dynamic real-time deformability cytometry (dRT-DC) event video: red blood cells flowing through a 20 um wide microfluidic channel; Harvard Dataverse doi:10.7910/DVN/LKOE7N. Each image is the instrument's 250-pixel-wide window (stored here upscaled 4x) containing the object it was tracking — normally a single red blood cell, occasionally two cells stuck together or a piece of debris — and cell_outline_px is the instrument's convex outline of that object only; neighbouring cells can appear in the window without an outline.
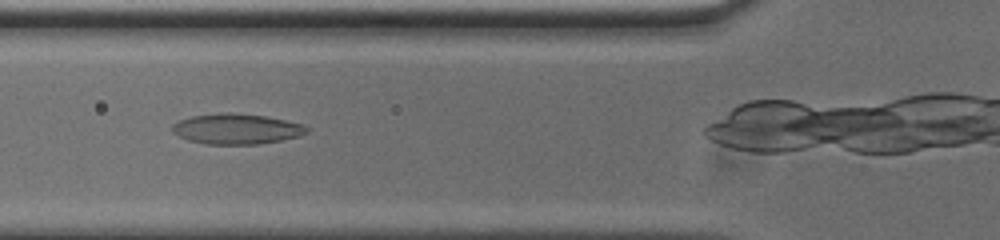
{"species": "common noctule bat (a hibernating species)", "species_latin": "Nyctalus noctula", "temperature_condition": "cold", "stored_images_in_passage": 31, "camera_frame_rate_fps": 3000, "um_per_image_px": 0.085, "animal": {"sex": "male", "body_mass_g": 20.0, "forearm_length_mm": 53.3}, "frame": {"image": 1, "passage_image": 8, "time_ms": 2.333, "image_size_px": [1000, 240], "cell_outline_px": [[308, 132], [300, 136], [280, 140], [256, 144], [208, 144], [188, 140], [172, 132], [172, 124], [180, 120], [192, 116], [220, 112], [228, 112], [264, 116], [304, 124], [308, 128]], "centroid_in_image_um": [20.1, 10.95], "position_along_channel_um": 105.7, "area_um2": 23.7}}
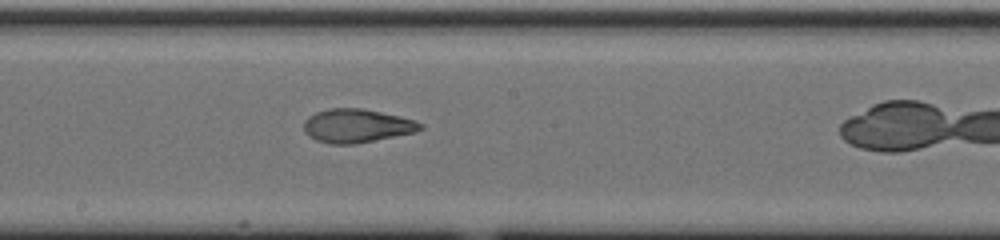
{"frame": {"image": 2, "passage_image": 17, "time_ms": 5.333, "image_size_px": [1000, 240], "cell_outline_px": [[424, 128], [412, 132], [356, 144], [328, 144], [316, 140], [308, 136], [304, 132], [304, 120], [308, 116], [316, 112], [328, 108], [364, 108], [412, 120], [424, 124]], "centroid_in_image_um": [30.25, 10.69], "position_along_channel_um": 218.0, "area_um2": 22.66}}
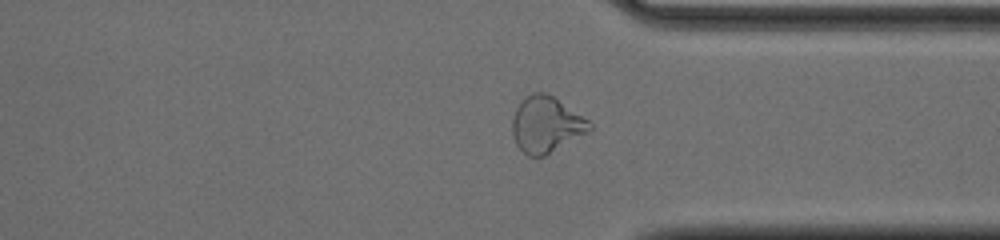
{"frame": {"image": 3, "passage_image": 29, "time_ms": 9.333, "image_size_px": [1000, 240], "cell_outline_px": [[592, 128], [588, 132], [544, 156], [528, 156], [516, 144], [512, 132], [512, 120], [516, 108], [524, 96], [532, 92], [544, 92], [552, 96], [588, 120], [592, 124]], "centroid_in_image_um": [46.4, 10.58], "position_along_channel_um": 365.0, "area_um2": 24.91}}